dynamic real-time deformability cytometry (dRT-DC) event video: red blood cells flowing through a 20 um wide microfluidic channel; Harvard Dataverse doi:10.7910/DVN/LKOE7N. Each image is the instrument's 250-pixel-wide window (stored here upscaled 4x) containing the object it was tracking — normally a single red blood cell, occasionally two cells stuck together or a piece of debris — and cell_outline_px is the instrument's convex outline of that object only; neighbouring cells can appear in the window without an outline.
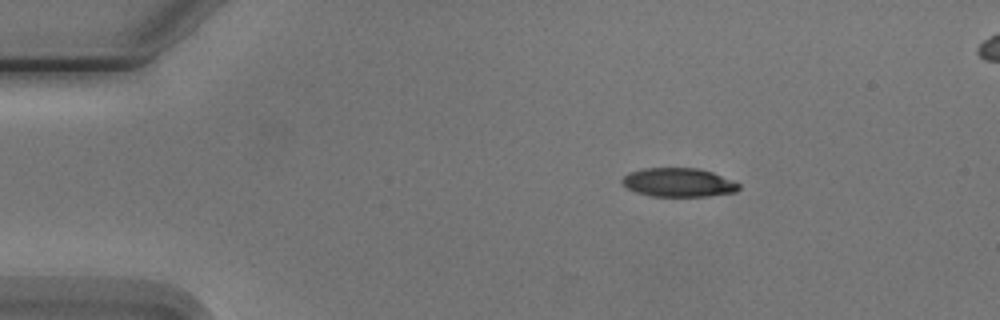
{"species": "Egyptian fruit bat (a non-hibernating species)", "species_latin": "Rousettus aegyptiacus", "temperature_condition": "cold", "stored_images_in_passage": 2, "camera_frame_rate_fps": 3000, "um_per_image_px": 0.085, "animal": {"sex": "male"}, "frame": {"image": 1, "passage_image": 1, "time_ms": 0.0, "image_size_px": [1000, 320], "cell_outline_px": [[740, 188], [736, 192], [708, 196], [652, 196], [636, 192], [628, 188], [620, 180], [628, 172], [644, 168], [700, 168], [712, 172], [732, 180], [740, 184]], "centroid_in_image_um": [57.68, 15.5], "position_along_channel_um": 27.3, "area_um2": 19.59}}